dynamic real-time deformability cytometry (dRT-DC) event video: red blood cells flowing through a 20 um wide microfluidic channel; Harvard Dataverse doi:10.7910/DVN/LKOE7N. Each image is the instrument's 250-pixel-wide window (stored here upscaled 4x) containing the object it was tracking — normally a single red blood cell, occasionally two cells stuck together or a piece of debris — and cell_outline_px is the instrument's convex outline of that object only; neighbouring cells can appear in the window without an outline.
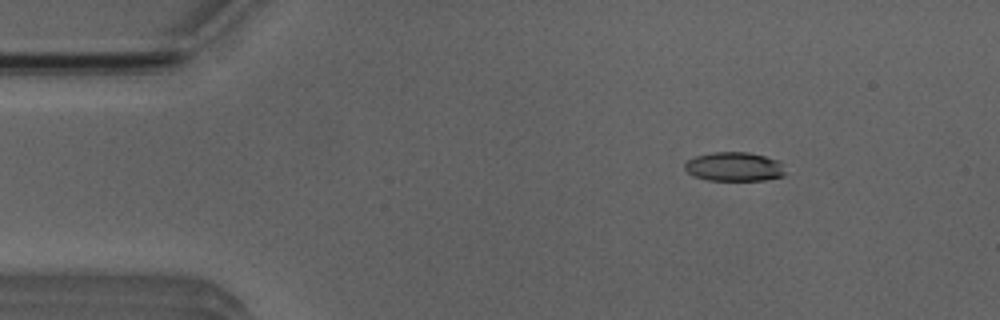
{"species": "Egyptian fruit bat (a non-hibernating species)", "species_latin": "Rousettus aegyptiacus", "temperature_condition": "room temperature", "stored_images_in_passage": 3, "camera_frame_rate_fps": 3000, "um_per_image_px": 0.085, "animal": {"sex": "male"}, "frame": {"image": 1, "passage_image": 1, "time_ms": 0.0, "image_size_px": [1000, 320], "cell_outline_px": [[788, 172], [784, 176], [764, 180], [708, 180], [692, 176], [684, 168], [684, 164], [688, 160], [696, 156], [712, 152], [748, 152], [764, 156], [776, 160]], "centroid_in_image_um": [62.4, 14.17], "position_along_channel_um": 22.6, "area_um2": 17.05}}